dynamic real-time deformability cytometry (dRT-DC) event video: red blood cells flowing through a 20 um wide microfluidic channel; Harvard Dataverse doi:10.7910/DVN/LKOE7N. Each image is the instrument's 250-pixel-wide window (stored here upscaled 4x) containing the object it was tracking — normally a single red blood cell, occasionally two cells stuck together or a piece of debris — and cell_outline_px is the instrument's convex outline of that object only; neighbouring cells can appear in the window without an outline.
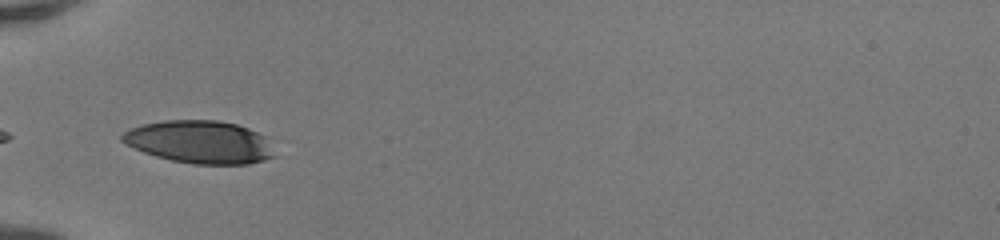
{"species": "human", "species_latin": "Homo sapiens", "temperature_condition": "room temperature", "stored_images_in_passage": 3, "camera_frame_rate_fps": 3000, "um_per_image_px": 0.085, "donor": {"sex": "female"}, "frame": {"image": 1, "passage_image": 1, "time_ms": 0.0, "image_size_px": [1000, 240], "cell_outline_px": [[280, 156], [248, 164], [196, 164], [172, 160], [156, 156], [144, 152], [120, 140], [120, 136], [124, 132], [132, 128], [144, 124], [164, 120], [216, 120], [236, 124], [248, 128], [264, 136]], "centroid_in_image_um": [17.04, 12.07], "position_along_channel_um": 68.0, "area_um2": 37.92}}